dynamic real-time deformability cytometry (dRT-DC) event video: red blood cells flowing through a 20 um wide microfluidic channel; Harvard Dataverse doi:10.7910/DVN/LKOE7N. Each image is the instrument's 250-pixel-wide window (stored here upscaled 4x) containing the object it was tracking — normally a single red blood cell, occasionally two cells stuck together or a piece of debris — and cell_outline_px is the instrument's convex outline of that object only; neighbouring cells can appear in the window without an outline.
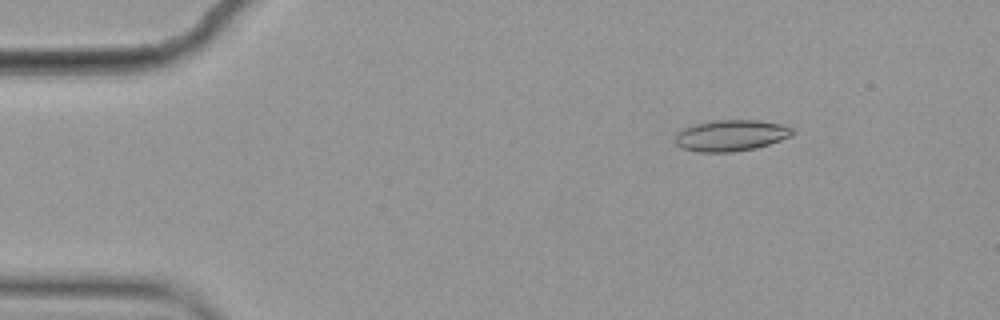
{"species": "common noctule bat (a hibernating species)", "species_latin": "Nyctalus noctula", "temperature_condition": "cold", "stored_images_in_passage": 8, "camera_frame_rate_fps": 3000, "um_per_image_px": 0.085, "animal": {"sex": "female", "body_mass_g": 19.9}, "frame": {"image": 1, "passage_image": 1, "time_ms": 0.0, "image_size_px": [1000, 320], "cell_outline_px": [[796, 132], [792, 136], [756, 148], [732, 152], [696, 152], [680, 148], [676, 144], [676, 132], [692, 124], [716, 120], [756, 120], [780, 124], [792, 128]], "centroid_in_image_um": [62.11, 11.52], "position_along_channel_um": 22.9, "area_um2": 21.44}}
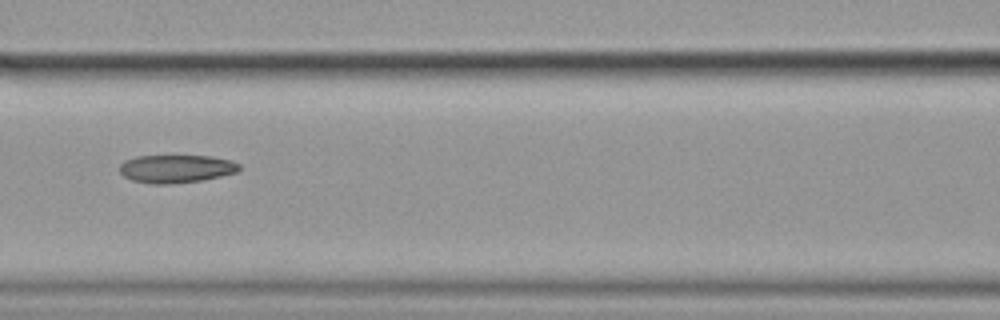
{"frame": {"image": 2, "passage_image": 5, "time_ms": 1.333, "image_size_px": [1000, 320], "cell_outline_px": [[240, 168], [236, 172], [220, 176], [200, 180], [172, 184], [152, 184], [132, 180], [124, 176], [120, 172], [120, 164], [124, 160], [136, 156], [212, 156], [232, 160], [240, 164]], "centroid_in_image_um": [14.96, 14.34], "position_along_channel_um": 151.6, "area_um2": 19.54}}
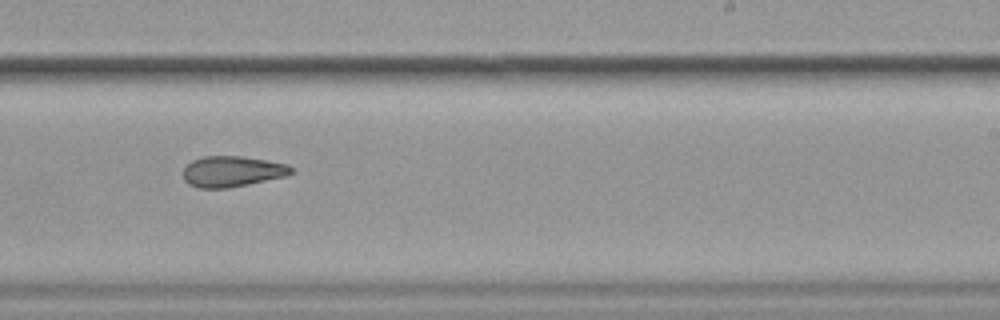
{"frame": {"image": 3, "passage_image": 8, "time_ms": 2.333, "image_size_px": [1000, 320], "cell_outline_px": [[292, 172], [288, 176], [228, 188], [200, 188], [188, 184], [184, 180], [184, 168], [192, 160], [204, 156], [244, 156], [288, 164], [292, 168]], "centroid_in_image_um": [19.74, 14.57], "position_along_channel_um": 269.3, "area_um2": 19.42}}